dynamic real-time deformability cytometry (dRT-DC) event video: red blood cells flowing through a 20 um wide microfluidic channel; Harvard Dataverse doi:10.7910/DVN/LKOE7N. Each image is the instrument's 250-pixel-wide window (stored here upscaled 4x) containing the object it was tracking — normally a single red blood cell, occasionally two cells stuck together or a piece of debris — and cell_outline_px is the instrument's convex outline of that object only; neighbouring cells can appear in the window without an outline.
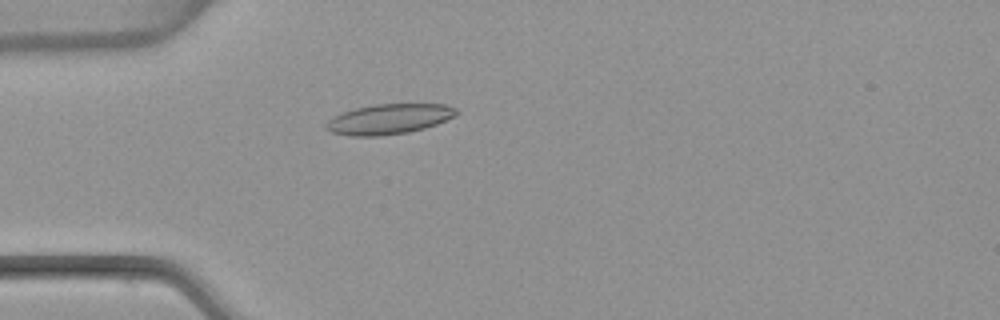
{"species": "common noctule bat (a hibernating species)", "species_latin": "Nyctalus noctula", "temperature_condition": "warm", "stored_images_in_passage": 54, "camera_frame_rate_fps": 3000, "um_per_image_px": 0.085, "animal": {"sex": "female", "body_mass_g": 22.7, "forearm_length_mm": 54.2}, "frame": {"image": 1, "passage_image": 16, "time_ms": 5.0, "image_size_px": [1000, 320], "cell_outline_px": [[460, 112], [456, 116], [436, 124], [424, 128], [408, 132], [380, 136], [348, 136], [332, 132], [324, 128], [324, 124], [332, 116], [340, 112], [356, 108], [376, 104], [444, 104], [456, 108]], "centroid_in_image_um": [33.04, 10.12], "position_along_channel_um": 52.0, "area_um2": 23.12}}
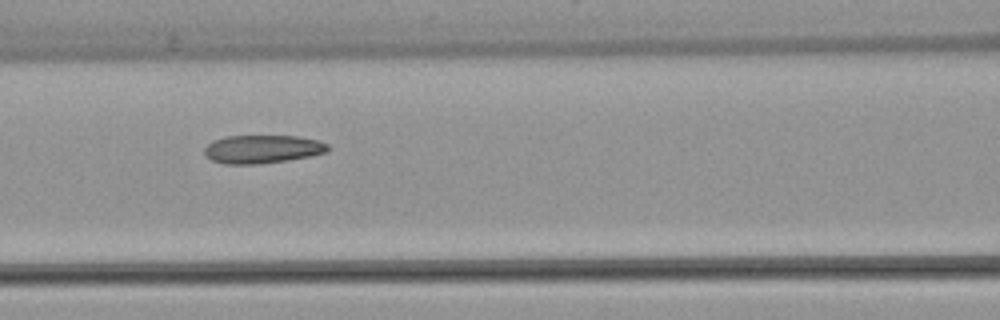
{"frame": {"image": 2, "passage_image": 24, "time_ms": 7.667, "image_size_px": [1000, 320], "cell_outline_px": [[328, 152], [288, 160], [260, 164], [224, 164], [212, 160], [204, 156], [204, 148], [212, 140], [224, 136], [296, 136], [320, 140], [328, 144]], "centroid_in_image_um": [22.27, 12.67], "position_along_channel_um": 144.3, "area_um2": 20.52}}
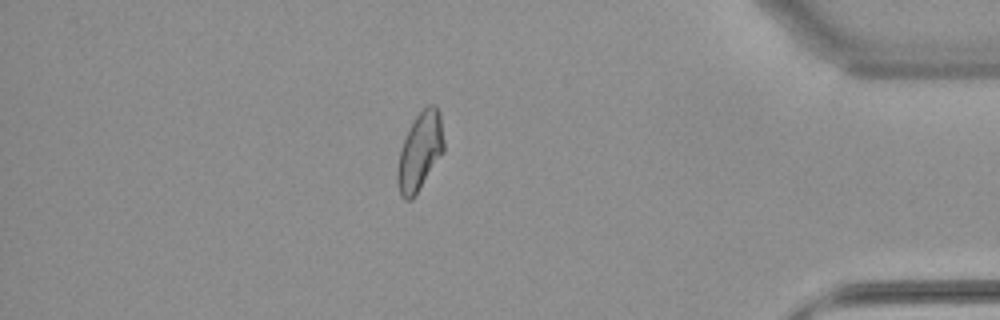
{"frame": {"image": 3, "passage_image": 47, "time_ms": 15.333, "image_size_px": [1000, 320], "cell_outline_px": [[444, 152], [412, 200], [404, 200], [400, 196], [396, 180], [396, 172], [400, 148], [416, 116], [428, 104], [436, 104], [440, 112], [444, 140]], "centroid_in_image_um": [35.69, 12.89], "position_along_channel_um": 399.5, "area_um2": 21.21}, "authors_computed_cell_mechanics": {"area_um2": 21.4438, "velocity_mm_per_s": 3.8214, "shape_relaxation_time_tau1_ms": null, "shape_relaxation_time_tau2_ms": 2.4568, "deformation_change_tau1": null, "deformation_change_tau2": 0.0778}}